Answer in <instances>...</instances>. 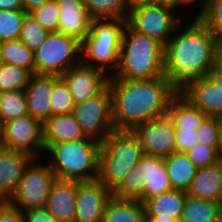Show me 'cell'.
Returning a JSON list of instances; mask_svg holds the SVG:
<instances>
[{
  "mask_svg": "<svg viewBox=\"0 0 222 222\" xmlns=\"http://www.w3.org/2000/svg\"><path fill=\"white\" fill-rule=\"evenodd\" d=\"M188 17L164 45V75L178 90L207 76L217 64L218 36L199 19Z\"/></svg>",
  "mask_w": 222,
  "mask_h": 222,
  "instance_id": "cell-1",
  "label": "cell"
},
{
  "mask_svg": "<svg viewBox=\"0 0 222 222\" xmlns=\"http://www.w3.org/2000/svg\"><path fill=\"white\" fill-rule=\"evenodd\" d=\"M108 86L115 130H132L138 124L167 116L169 104L179 92L167 77L110 78Z\"/></svg>",
  "mask_w": 222,
  "mask_h": 222,
  "instance_id": "cell-2",
  "label": "cell"
},
{
  "mask_svg": "<svg viewBox=\"0 0 222 222\" xmlns=\"http://www.w3.org/2000/svg\"><path fill=\"white\" fill-rule=\"evenodd\" d=\"M164 75V45L133 30L127 23L123 31L116 71L110 78L143 80Z\"/></svg>",
  "mask_w": 222,
  "mask_h": 222,
  "instance_id": "cell-3",
  "label": "cell"
},
{
  "mask_svg": "<svg viewBox=\"0 0 222 222\" xmlns=\"http://www.w3.org/2000/svg\"><path fill=\"white\" fill-rule=\"evenodd\" d=\"M100 142L92 138L61 142L45 151L56 179L90 181L98 178ZM47 153V154H46ZM48 155V158H47Z\"/></svg>",
  "mask_w": 222,
  "mask_h": 222,
  "instance_id": "cell-4",
  "label": "cell"
},
{
  "mask_svg": "<svg viewBox=\"0 0 222 222\" xmlns=\"http://www.w3.org/2000/svg\"><path fill=\"white\" fill-rule=\"evenodd\" d=\"M143 155L132 130H114L100 142L98 179L113 192Z\"/></svg>",
  "mask_w": 222,
  "mask_h": 222,
  "instance_id": "cell-5",
  "label": "cell"
},
{
  "mask_svg": "<svg viewBox=\"0 0 222 222\" xmlns=\"http://www.w3.org/2000/svg\"><path fill=\"white\" fill-rule=\"evenodd\" d=\"M127 21L93 19L82 42L81 62L112 76L119 63L121 39Z\"/></svg>",
  "mask_w": 222,
  "mask_h": 222,
  "instance_id": "cell-6",
  "label": "cell"
},
{
  "mask_svg": "<svg viewBox=\"0 0 222 222\" xmlns=\"http://www.w3.org/2000/svg\"><path fill=\"white\" fill-rule=\"evenodd\" d=\"M178 15L172 6L145 0L137 1L130 5L127 24L133 30L165 45L182 19H185Z\"/></svg>",
  "mask_w": 222,
  "mask_h": 222,
  "instance_id": "cell-7",
  "label": "cell"
},
{
  "mask_svg": "<svg viewBox=\"0 0 222 222\" xmlns=\"http://www.w3.org/2000/svg\"><path fill=\"white\" fill-rule=\"evenodd\" d=\"M82 43L58 32H50L34 51L35 74L61 76L81 63Z\"/></svg>",
  "mask_w": 222,
  "mask_h": 222,
  "instance_id": "cell-8",
  "label": "cell"
},
{
  "mask_svg": "<svg viewBox=\"0 0 222 222\" xmlns=\"http://www.w3.org/2000/svg\"><path fill=\"white\" fill-rule=\"evenodd\" d=\"M43 158H35L20 179L18 188L10 203L22 211L46 207L49 191L56 181V176Z\"/></svg>",
  "mask_w": 222,
  "mask_h": 222,
  "instance_id": "cell-9",
  "label": "cell"
},
{
  "mask_svg": "<svg viewBox=\"0 0 222 222\" xmlns=\"http://www.w3.org/2000/svg\"><path fill=\"white\" fill-rule=\"evenodd\" d=\"M72 113L88 138L102 142L115 130L109 86L100 94L76 103Z\"/></svg>",
  "mask_w": 222,
  "mask_h": 222,
  "instance_id": "cell-10",
  "label": "cell"
},
{
  "mask_svg": "<svg viewBox=\"0 0 222 222\" xmlns=\"http://www.w3.org/2000/svg\"><path fill=\"white\" fill-rule=\"evenodd\" d=\"M0 147L25 152L34 158L44 157L42 123L29 114L3 123Z\"/></svg>",
  "mask_w": 222,
  "mask_h": 222,
  "instance_id": "cell-11",
  "label": "cell"
},
{
  "mask_svg": "<svg viewBox=\"0 0 222 222\" xmlns=\"http://www.w3.org/2000/svg\"><path fill=\"white\" fill-rule=\"evenodd\" d=\"M132 132L146 155L165 158L177 152L175 128L168 116L138 124Z\"/></svg>",
  "mask_w": 222,
  "mask_h": 222,
  "instance_id": "cell-12",
  "label": "cell"
},
{
  "mask_svg": "<svg viewBox=\"0 0 222 222\" xmlns=\"http://www.w3.org/2000/svg\"><path fill=\"white\" fill-rule=\"evenodd\" d=\"M69 88L74 103L100 94L109 83L110 76L103 70L84 65L82 62L60 76Z\"/></svg>",
  "mask_w": 222,
  "mask_h": 222,
  "instance_id": "cell-13",
  "label": "cell"
},
{
  "mask_svg": "<svg viewBox=\"0 0 222 222\" xmlns=\"http://www.w3.org/2000/svg\"><path fill=\"white\" fill-rule=\"evenodd\" d=\"M112 192L97 178L77 181L75 222H102L107 200Z\"/></svg>",
  "mask_w": 222,
  "mask_h": 222,
  "instance_id": "cell-14",
  "label": "cell"
},
{
  "mask_svg": "<svg viewBox=\"0 0 222 222\" xmlns=\"http://www.w3.org/2000/svg\"><path fill=\"white\" fill-rule=\"evenodd\" d=\"M34 159L28 153L0 147V202L10 201L25 170Z\"/></svg>",
  "mask_w": 222,
  "mask_h": 222,
  "instance_id": "cell-15",
  "label": "cell"
},
{
  "mask_svg": "<svg viewBox=\"0 0 222 222\" xmlns=\"http://www.w3.org/2000/svg\"><path fill=\"white\" fill-rule=\"evenodd\" d=\"M59 10L58 33L71 36L81 43L91 29L93 18L82 0H55Z\"/></svg>",
  "mask_w": 222,
  "mask_h": 222,
  "instance_id": "cell-16",
  "label": "cell"
},
{
  "mask_svg": "<svg viewBox=\"0 0 222 222\" xmlns=\"http://www.w3.org/2000/svg\"><path fill=\"white\" fill-rule=\"evenodd\" d=\"M179 92L207 116L222 118V91L208 76L189 81Z\"/></svg>",
  "mask_w": 222,
  "mask_h": 222,
  "instance_id": "cell-17",
  "label": "cell"
},
{
  "mask_svg": "<svg viewBox=\"0 0 222 222\" xmlns=\"http://www.w3.org/2000/svg\"><path fill=\"white\" fill-rule=\"evenodd\" d=\"M54 75L32 74L25 88L28 114L42 124L52 116L50 97Z\"/></svg>",
  "mask_w": 222,
  "mask_h": 222,
  "instance_id": "cell-18",
  "label": "cell"
},
{
  "mask_svg": "<svg viewBox=\"0 0 222 222\" xmlns=\"http://www.w3.org/2000/svg\"><path fill=\"white\" fill-rule=\"evenodd\" d=\"M136 168L141 172L143 182L142 203L147 198L173 189L163 157L144 154L136 164Z\"/></svg>",
  "mask_w": 222,
  "mask_h": 222,
  "instance_id": "cell-19",
  "label": "cell"
},
{
  "mask_svg": "<svg viewBox=\"0 0 222 222\" xmlns=\"http://www.w3.org/2000/svg\"><path fill=\"white\" fill-rule=\"evenodd\" d=\"M77 181L58 180L52 184L47 210L60 222H75Z\"/></svg>",
  "mask_w": 222,
  "mask_h": 222,
  "instance_id": "cell-20",
  "label": "cell"
},
{
  "mask_svg": "<svg viewBox=\"0 0 222 222\" xmlns=\"http://www.w3.org/2000/svg\"><path fill=\"white\" fill-rule=\"evenodd\" d=\"M42 130L44 151L53 144L87 138L72 112L51 116L42 124Z\"/></svg>",
  "mask_w": 222,
  "mask_h": 222,
  "instance_id": "cell-21",
  "label": "cell"
},
{
  "mask_svg": "<svg viewBox=\"0 0 222 222\" xmlns=\"http://www.w3.org/2000/svg\"><path fill=\"white\" fill-rule=\"evenodd\" d=\"M187 195L198 199L221 202L222 199V160L198 168Z\"/></svg>",
  "mask_w": 222,
  "mask_h": 222,
  "instance_id": "cell-22",
  "label": "cell"
},
{
  "mask_svg": "<svg viewBox=\"0 0 222 222\" xmlns=\"http://www.w3.org/2000/svg\"><path fill=\"white\" fill-rule=\"evenodd\" d=\"M167 116L175 131H196L207 115L178 92L171 100Z\"/></svg>",
  "mask_w": 222,
  "mask_h": 222,
  "instance_id": "cell-23",
  "label": "cell"
},
{
  "mask_svg": "<svg viewBox=\"0 0 222 222\" xmlns=\"http://www.w3.org/2000/svg\"><path fill=\"white\" fill-rule=\"evenodd\" d=\"M186 195L185 191L171 189L147 198L143 202L145 215L181 219Z\"/></svg>",
  "mask_w": 222,
  "mask_h": 222,
  "instance_id": "cell-24",
  "label": "cell"
},
{
  "mask_svg": "<svg viewBox=\"0 0 222 222\" xmlns=\"http://www.w3.org/2000/svg\"><path fill=\"white\" fill-rule=\"evenodd\" d=\"M145 208L142 202L122 199L113 195L107 200L102 222H145Z\"/></svg>",
  "mask_w": 222,
  "mask_h": 222,
  "instance_id": "cell-25",
  "label": "cell"
},
{
  "mask_svg": "<svg viewBox=\"0 0 222 222\" xmlns=\"http://www.w3.org/2000/svg\"><path fill=\"white\" fill-rule=\"evenodd\" d=\"M167 175L173 189L187 191L196 175L197 167L185 153H173L164 158Z\"/></svg>",
  "mask_w": 222,
  "mask_h": 222,
  "instance_id": "cell-26",
  "label": "cell"
},
{
  "mask_svg": "<svg viewBox=\"0 0 222 222\" xmlns=\"http://www.w3.org/2000/svg\"><path fill=\"white\" fill-rule=\"evenodd\" d=\"M221 202L186 195L181 222H218Z\"/></svg>",
  "mask_w": 222,
  "mask_h": 222,
  "instance_id": "cell-27",
  "label": "cell"
},
{
  "mask_svg": "<svg viewBox=\"0 0 222 222\" xmlns=\"http://www.w3.org/2000/svg\"><path fill=\"white\" fill-rule=\"evenodd\" d=\"M93 19L127 21L130 3L128 0H82Z\"/></svg>",
  "mask_w": 222,
  "mask_h": 222,
  "instance_id": "cell-28",
  "label": "cell"
},
{
  "mask_svg": "<svg viewBox=\"0 0 222 222\" xmlns=\"http://www.w3.org/2000/svg\"><path fill=\"white\" fill-rule=\"evenodd\" d=\"M1 63L15 65L35 74L34 52L19 39L2 41Z\"/></svg>",
  "mask_w": 222,
  "mask_h": 222,
  "instance_id": "cell-29",
  "label": "cell"
},
{
  "mask_svg": "<svg viewBox=\"0 0 222 222\" xmlns=\"http://www.w3.org/2000/svg\"><path fill=\"white\" fill-rule=\"evenodd\" d=\"M28 114L24 90L0 92V125Z\"/></svg>",
  "mask_w": 222,
  "mask_h": 222,
  "instance_id": "cell-30",
  "label": "cell"
},
{
  "mask_svg": "<svg viewBox=\"0 0 222 222\" xmlns=\"http://www.w3.org/2000/svg\"><path fill=\"white\" fill-rule=\"evenodd\" d=\"M31 75L24 68L0 63V92L25 90Z\"/></svg>",
  "mask_w": 222,
  "mask_h": 222,
  "instance_id": "cell-31",
  "label": "cell"
},
{
  "mask_svg": "<svg viewBox=\"0 0 222 222\" xmlns=\"http://www.w3.org/2000/svg\"><path fill=\"white\" fill-rule=\"evenodd\" d=\"M26 15L24 10H0V40H18Z\"/></svg>",
  "mask_w": 222,
  "mask_h": 222,
  "instance_id": "cell-32",
  "label": "cell"
},
{
  "mask_svg": "<svg viewBox=\"0 0 222 222\" xmlns=\"http://www.w3.org/2000/svg\"><path fill=\"white\" fill-rule=\"evenodd\" d=\"M52 116L57 114L71 113L74 108V101L65 81L54 75L53 92L50 97Z\"/></svg>",
  "mask_w": 222,
  "mask_h": 222,
  "instance_id": "cell-33",
  "label": "cell"
},
{
  "mask_svg": "<svg viewBox=\"0 0 222 222\" xmlns=\"http://www.w3.org/2000/svg\"><path fill=\"white\" fill-rule=\"evenodd\" d=\"M48 34L47 30L27 14L23 21L19 40L34 52L42 45Z\"/></svg>",
  "mask_w": 222,
  "mask_h": 222,
  "instance_id": "cell-34",
  "label": "cell"
},
{
  "mask_svg": "<svg viewBox=\"0 0 222 222\" xmlns=\"http://www.w3.org/2000/svg\"><path fill=\"white\" fill-rule=\"evenodd\" d=\"M143 182L141 172L134 168L129 171L122 183L112 192V195L122 199H134L142 202Z\"/></svg>",
  "mask_w": 222,
  "mask_h": 222,
  "instance_id": "cell-35",
  "label": "cell"
},
{
  "mask_svg": "<svg viewBox=\"0 0 222 222\" xmlns=\"http://www.w3.org/2000/svg\"><path fill=\"white\" fill-rule=\"evenodd\" d=\"M45 30L57 32L59 25V10L55 0H49L39 8L29 13Z\"/></svg>",
  "mask_w": 222,
  "mask_h": 222,
  "instance_id": "cell-36",
  "label": "cell"
},
{
  "mask_svg": "<svg viewBox=\"0 0 222 222\" xmlns=\"http://www.w3.org/2000/svg\"><path fill=\"white\" fill-rule=\"evenodd\" d=\"M218 37L222 36V0H208L203 14L198 18Z\"/></svg>",
  "mask_w": 222,
  "mask_h": 222,
  "instance_id": "cell-37",
  "label": "cell"
},
{
  "mask_svg": "<svg viewBox=\"0 0 222 222\" xmlns=\"http://www.w3.org/2000/svg\"><path fill=\"white\" fill-rule=\"evenodd\" d=\"M185 155L197 168L212 165L220 160L217 147L206 146L201 143L187 150Z\"/></svg>",
  "mask_w": 222,
  "mask_h": 222,
  "instance_id": "cell-38",
  "label": "cell"
},
{
  "mask_svg": "<svg viewBox=\"0 0 222 222\" xmlns=\"http://www.w3.org/2000/svg\"><path fill=\"white\" fill-rule=\"evenodd\" d=\"M195 133L198 143L218 147L219 117L207 116Z\"/></svg>",
  "mask_w": 222,
  "mask_h": 222,
  "instance_id": "cell-39",
  "label": "cell"
},
{
  "mask_svg": "<svg viewBox=\"0 0 222 222\" xmlns=\"http://www.w3.org/2000/svg\"><path fill=\"white\" fill-rule=\"evenodd\" d=\"M175 144L178 153H185L198 144L195 131H175Z\"/></svg>",
  "mask_w": 222,
  "mask_h": 222,
  "instance_id": "cell-40",
  "label": "cell"
},
{
  "mask_svg": "<svg viewBox=\"0 0 222 222\" xmlns=\"http://www.w3.org/2000/svg\"><path fill=\"white\" fill-rule=\"evenodd\" d=\"M0 222H24L23 211L9 201L0 202Z\"/></svg>",
  "mask_w": 222,
  "mask_h": 222,
  "instance_id": "cell-41",
  "label": "cell"
},
{
  "mask_svg": "<svg viewBox=\"0 0 222 222\" xmlns=\"http://www.w3.org/2000/svg\"><path fill=\"white\" fill-rule=\"evenodd\" d=\"M207 2H208V0H175V10L179 13V11H181V9H182V11L180 13H184L185 14V18H186V14L190 15V14L193 13V16L195 15L193 17V19H198L203 14V12L205 11V8L207 6ZM196 4L200 5V6L198 5L199 8L196 6ZM189 7L192 8V9H193V7L196 8V9L198 8V10H195V11L192 10V12H191V9H190L189 13L188 12L185 13L184 10L187 9L186 11H188ZM195 12L196 13L198 12L197 15H196Z\"/></svg>",
  "mask_w": 222,
  "mask_h": 222,
  "instance_id": "cell-42",
  "label": "cell"
},
{
  "mask_svg": "<svg viewBox=\"0 0 222 222\" xmlns=\"http://www.w3.org/2000/svg\"><path fill=\"white\" fill-rule=\"evenodd\" d=\"M24 222H60L46 207L32 208L23 211Z\"/></svg>",
  "mask_w": 222,
  "mask_h": 222,
  "instance_id": "cell-43",
  "label": "cell"
},
{
  "mask_svg": "<svg viewBox=\"0 0 222 222\" xmlns=\"http://www.w3.org/2000/svg\"><path fill=\"white\" fill-rule=\"evenodd\" d=\"M0 10H24L22 0H0Z\"/></svg>",
  "mask_w": 222,
  "mask_h": 222,
  "instance_id": "cell-44",
  "label": "cell"
},
{
  "mask_svg": "<svg viewBox=\"0 0 222 222\" xmlns=\"http://www.w3.org/2000/svg\"><path fill=\"white\" fill-rule=\"evenodd\" d=\"M207 76L222 91V68L216 64Z\"/></svg>",
  "mask_w": 222,
  "mask_h": 222,
  "instance_id": "cell-45",
  "label": "cell"
},
{
  "mask_svg": "<svg viewBox=\"0 0 222 222\" xmlns=\"http://www.w3.org/2000/svg\"><path fill=\"white\" fill-rule=\"evenodd\" d=\"M49 0H22L24 11L29 14L31 11L39 8Z\"/></svg>",
  "mask_w": 222,
  "mask_h": 222,
  "instance_id": "cell-46",
  "label": "cell"
},
{
  "mask_svg": "<svg viewBox=\"0 0 222 222\" xmlns=\"http://www.w3.org/2000/svg\"><path fill=\"white\" fill-rule=\"evenodd\" d=\"M145 222H181L180 219H170L162 216H146Z\"/></svg>",
  "mask_w": 222,
  "mask_h": 222,
  "instance_id": "cell-47",
  "label": "cell"
},
{
  "mask_svg": "<svg viewBox=\"0 0 222 222\" xmlns=\"http://www.w3.org/2000/svg\"><path fill=\"white\" fill-rule=\"evenodd\" d=\"M217 152L219 159L222 160V118L219 117V133H218V147Z\"/></svg>",
  "mask_w": 222,
  "mask_h": 222,
  "instance_id": "cell-48",
  "label": "cell"
},
{
  "mask_svg": "<svg viewBox=\"0 0 222 222\" xmlns=\"http://www.w3.org/2000/svg\"><path fill=\"white\" fill-rule=\"evenodd\" d=\"M217 65L222 68V36L218 37V43H217Z\"/></svg>",
  "mask_w": 222,
  "mask_h": 222,
  "instance_id": "cell-49",
  "label": "cell"
},
{
  "mask_svg": "<svg viewBox=\"0 0 222 222\" xmlns=\"http://www.w3.org/2000/svg\"><path fill=\"white\" fill-rule=\"evenodd\" d=\"M145 1L166 4V5L172 6L175 9V0H145Z\"/></svg>",
  "mask_w": 222,
  "mask_h": 222,
  "instance_id": "cell-50",
  "label": "cell"
},
{
  "mask_svg": "<svg viewBox=\"0 0 222 222\" xmlns=\"http://www.w3.org/2000/svg\"><path fill=\"white\" fill-rule=\"evenodd\" d=\"M218 222H222V204H221V208H220V213H219Z\"/></svg>",
  "mask_w": 222,
  "mask_h": 222,
  "instance_id": "cell-51",
  "label": "cell"
},
{
  "mask_svg": "<svg viewBox=\"0 0 222 222\" xmlns=\"http://www.w3.org/2000/svg\"><path fill=\"white\" fill-rule=\"evenodd\" d=\"M1 50H2V41L0 40V63H1Z\"/></svg>",
  "mask_w": 222,
  "mask_h": 222,
  "instance_id": "cell-52",
  "label": "cell"
},
{
  "mask_svg": "<svg viewBox=\"0 0 222 222\" xmlns=\"http://www.w3.org/2000/svg\"><path fill=\"white\" fill-rule=\"evenodd\" d=\"M137 1H143V0H128V2H129L130 4H132V3H134V2H137Z\"/></svg>",
  "mask_w": 222,
  "mask_h": 222,
  "instance_id": "cell-53",
  "label": "cell"
}]
</instances>
